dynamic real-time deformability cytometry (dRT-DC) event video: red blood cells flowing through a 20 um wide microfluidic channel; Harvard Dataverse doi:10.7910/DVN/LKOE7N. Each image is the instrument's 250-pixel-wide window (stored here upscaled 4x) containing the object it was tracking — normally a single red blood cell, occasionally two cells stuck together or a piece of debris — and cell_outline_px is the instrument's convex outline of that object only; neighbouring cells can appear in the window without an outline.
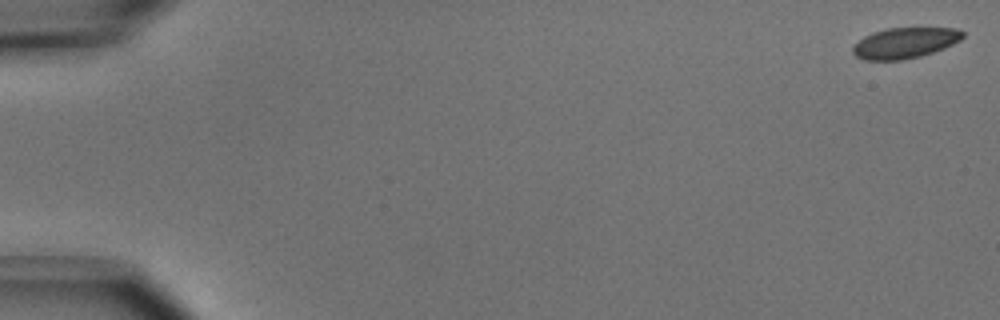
{"species": "common noctule bat (a hibernating species)", "species_latin": "Nyctalus noctula", "temperature_condition": "cold", "stored_images_in_passage": 52, "camera_frame_rate_fps": 3000, "um_per_image_px": 0.085, "animal": {"sex": "male", "body_mass_g": 15.6}, "frame": {"image": 1, "passage_image": 1, "time_ms": 0.0, "image_size_px": [1000, 320], "cell_outline_px": [[964, 36], [960, 40], [944, 48], [920, 56], [900, 60], [864, 60], [856, 56], [852, 52], [852, 48], [864, 36], [872, 32], [888, 28], [956, 28], [964, 32]], "centroid_in_image_um": [76.91, 3.64], "position_along_channel_um": 8.1, "area_um2": 19.54}}
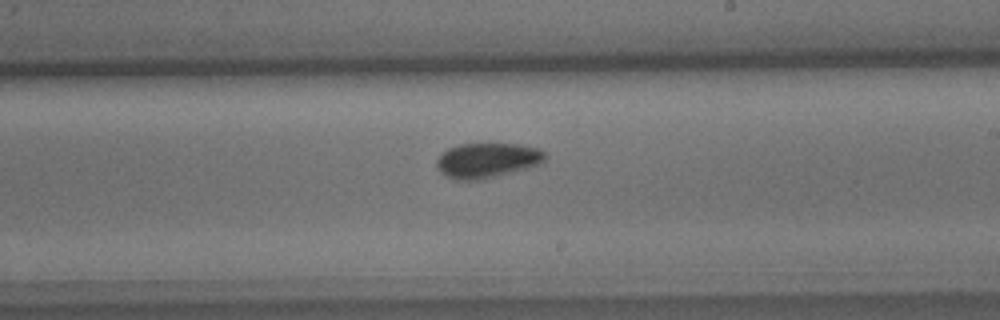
{"frame": {"image": 2, "passage_image": 31, "time_ms": 10.0, "image_size_px": [1000, 320], "cell_outline_px": [[548, 156], [540, 164], [528, 168], [480, 180], [460, 180], [444, 176], [436, 168], [436, 160], [448, 148], [460, 144], [520, 144], [540, 148]], "centroid_in_image_um": [41.42, 13.63], "position_along_channel_um": 247.6, "area_um2": 22.2}}
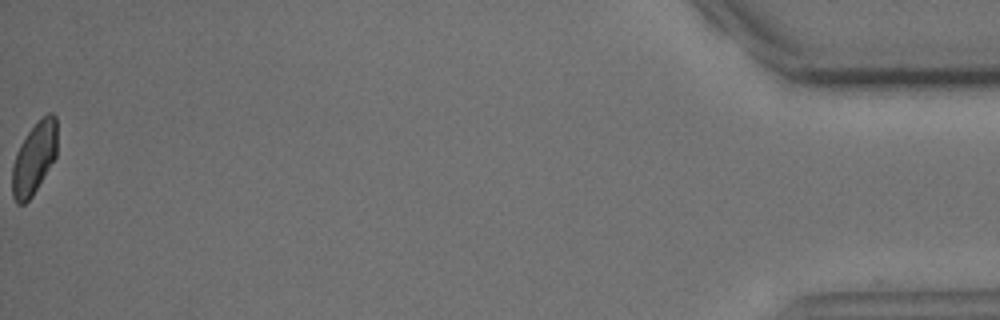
{"frame": {"image": 3, "passage_image": 52, "time_ms": 17.0, "image_size_px": [1000, 320], "cell_outline_px": [[56, 156], [32, 196], [24, 204], [16, 204], [12, 196], [12, 168], [16, 152], [20, 144], [28, 132], [48, 112], [52, 112], [56, 116]], "centroid_in_image_um": [2.89, 13.47], "position_along_channel_um": 432.3, "area_um2": 18.61}, "authors_computed_cell_mechanics": {"area_um2": 20.9236, "velocity_mm_per_s": 3.9445, "shape_relaxation_time_tau1_ms": 2.4472, "shape_relaxation_time_tau2_ms": 3.5654, "deformation_change_tau1": 0.0802, "deformation_change_tau2": 0.0786}}